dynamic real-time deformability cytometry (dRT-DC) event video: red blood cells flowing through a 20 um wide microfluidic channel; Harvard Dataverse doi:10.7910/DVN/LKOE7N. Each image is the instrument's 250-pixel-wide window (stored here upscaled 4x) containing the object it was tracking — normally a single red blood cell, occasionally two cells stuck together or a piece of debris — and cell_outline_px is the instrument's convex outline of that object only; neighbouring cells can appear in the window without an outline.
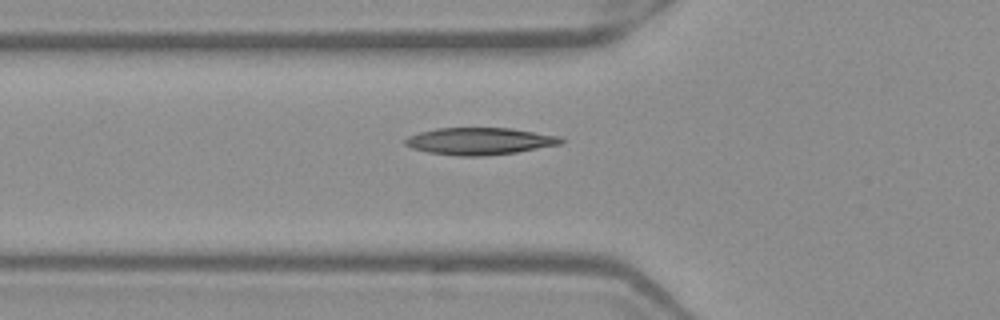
{"species": "Egyptian fruit bat (a non-hibernating species)", "species_latin": "Rousettus aegyptiacus", "temperature_condition": "warm", "stored_images_in_passage": 36, "camera_frame_rate_fps": 3000, "um_per_image_px": 0.085, "frame": {"image": 1, "passage_image": 3, "time_ms": 0.667, "image_size_px": [1000, 320], "cell_outline_px": [[564, 140], [560, 144], [516, 152], [484, 156], [456, 156], [428, 152], [412, 148], [404, 144], [404, 140], [408, 136], [420, 132], [436, 128], [512, 128], [560, 136]], "centroid_in_image_um": [40.75, 12.0], "position_along_channel_um": 85.1, "area_um2": 24.57}}
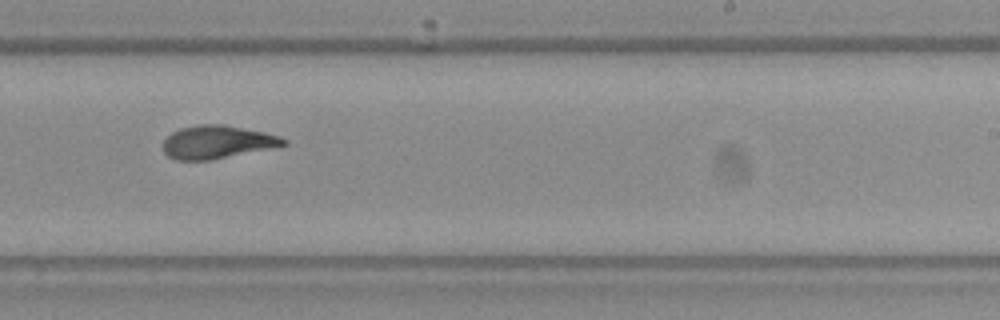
{"frame": {"image": 2, "passage_image": 17, "time_ms": 5.333, "image_size_px": [1000, 320], "cell_outline_px": [[288, 144], [212, 160], [176, 160], [168, 156], [164, 152], [164, 140], [172, 132], [180, 128], [200, 124], [224, 124], [264, 132], [280, 136], [288, 140]], "centroid_in_image_um": [18.46, 12.07], "position_along_channel_um": 270.5, "area_um2": 23.12}}
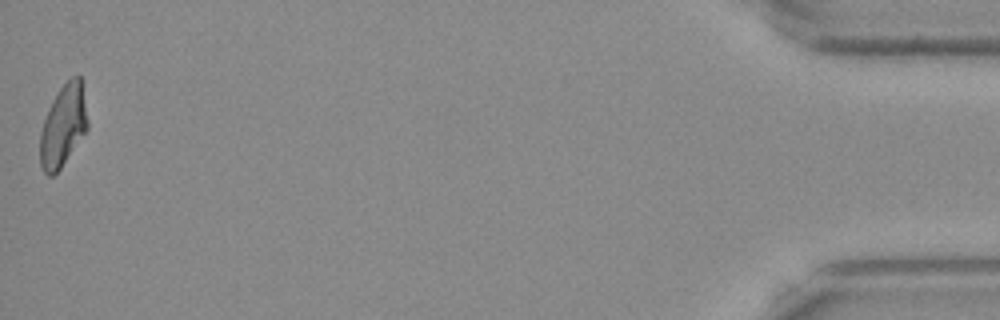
{"frame": {"image": 3, "passage_image": 36, "time_ms": 11.667, "image_size_px": [1000, 320], "cell_outline_px": [[88, 128], [60, 168], [52, 176], [48, 176], [44, 172], [40, 164], [40, 132], [44, 120], [52, 100], [60, 88], [72, 76], [80, 76], [88, 120]], "centroid_in_image_um": [5.36, 10.7], "position_along_channel_um": 429.8, "area_um2": 22.25}, "authors_computed_cell_mechanics": {"area_um2": 23.2067, "velocity_mm_per_s": 3.9608, "shape_relaxation_time_tau1_ms": 8.6253, "shape_relaxation_time_tau2_ms": 1.8788, "deformation_change_tau1": 0.2664, "deformation_change_tau2": 0.0758}}